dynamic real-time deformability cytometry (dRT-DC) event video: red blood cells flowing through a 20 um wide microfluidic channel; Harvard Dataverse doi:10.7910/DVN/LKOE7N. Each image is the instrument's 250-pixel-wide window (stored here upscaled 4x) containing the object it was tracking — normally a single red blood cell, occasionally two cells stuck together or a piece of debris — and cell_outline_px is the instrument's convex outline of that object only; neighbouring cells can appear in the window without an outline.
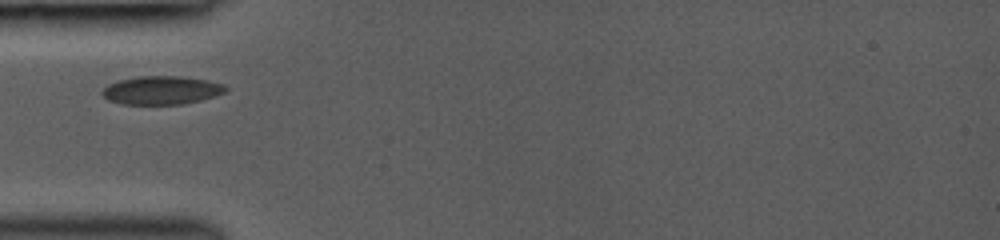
{"species": "common noctule bat (a hibernating species)", "species_latin": "Nyctalus noctula", "temperature_condition": "room temperature", "stored_images_in_passage": 27, "camera_frame_rate_fps": 3000, "um_per_image_px": 0.085, "animal": {"sex": "female", "body_mass_g": 19.0, "forearm_length_mm": 53.3}, "frame": {"image": 1, "passage_image": 1, "time_ms": 0.0, "image_size_px": [1000, 240], "cell_outline_px": [[228, 88], [224, 92], [200, 100], [184, 104], [120, 104], [108, 100], [100, 92], [108, 84], [120, 80], [136, 76], [180, 76], [208, 80], [224, 84]], "centroid_in_image_um": [13.71, 7.66], "position_along_channel_um": 71.3, "area_um2": 20.4}}
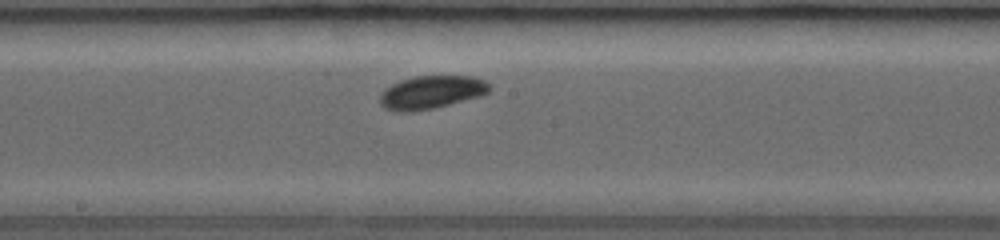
{"frame": {"image": 2, "passage_image": 11, "time_ms": 3.333, "image_size_px": [1000, 240], "cell_outline_px": [[492, 88], [488, 92], [480, 96], [432, 108], [412, 112], [396, 112], [384, 108], [380, 104], [380, 96], [392, 84], [400, 80], [416, 76], [472, 76], [484, 80]], "centroid_in_image_um": [36.66, 7.84], "position_along_channel_um": 211.5, "area_um2": 20.92}}
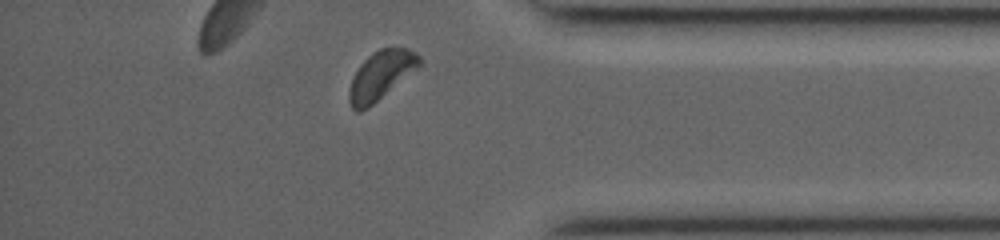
{"frame": {"image": 3, "passage_image": 25, "time_ms": 8.0, "image_size_px": [1000, 240], "cell_outline_px": [[420, 64], [416, 68], [368, 108], [360, 112], [356, 112], [352, 108], [348, 100], [348, 92], [352, 76], [360, 64], [372, 52], [380, 48], [408, 48], [416, 52], [420, 56]], "centroid_in_image_um": [32.31, 6.4], "position_along_channel_um": 402.9, "area_um2": 19.65}}